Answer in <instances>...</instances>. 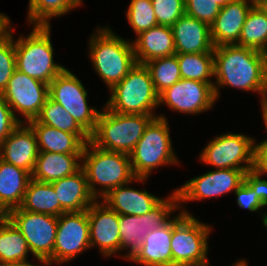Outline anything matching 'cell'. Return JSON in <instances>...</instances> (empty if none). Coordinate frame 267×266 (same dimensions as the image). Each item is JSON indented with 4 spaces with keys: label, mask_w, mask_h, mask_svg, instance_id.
<instances>
[{
    "label": "cell",
    "mask_w": 267,
    "mask_h": 266,
    "mask_svg": "<svg viewBox=\"0 0 267 266\" xmlns=\"http://www.w3.org/2000/svg\"><path fill=\"white\" fill-rule=\"evenodd\" d=\"M82 0H29L28 23L51 25V18L69 13L82 5Z\"/></svg>",
    "instance_id": "obj_33"
},
{
    "label": "cell",
    "mask_w": 267,
    "mask_h": 266,
    "mask_svg": "<svg viewBox=\"0 0 267 266\" xmlns=\"http://www.w3.org/2000/svg\"><path fill=\"white\" fill-rule=\"evenodd\" d=\"M261 109H262V117L265 123V130L267 131V90L261 95Z\"/></svg>",
    "instance_id": "obj_43"
},
{
    "label": "cell",
    "mask_w": 267,
    "mask_h": 266,
    "mask_svg": "<svg viewBox=\"0 0 267 266\" xmlns=\"http://www.w3.org/2000/svg\"><path fill=\"white\" fill-rule=\"evenodd\" d=\"M173 151L167 118L158 115L146 126L142 137L129 154L134 175L148 178L157 167L178 164Z\"/></svg>",
    "instance_id": "obj_7"
},
{
    "label": "cell",
    "mask_w": 267,
    "mask_h": 266,
    "mask_svg": "<svg viewBox=\"0 0 267 266\" xmlns=\"http://www.w3.org/2000/svg\"><path fill=\"white\" fill-rule=\"evenodd\" d=\"M126 16L137 35L158 25L151 0H131Z\"/></svg>",
    "instance_id": "obj_36"
},
{
    "label": "cell",
    "mask_w": 267,
    "mask_h": 266,
    "mask_svg": "<svg viewBox=\"0 0 267 266\" xmlns=\"http://www.w3.org/2000/svg\"><path fill=\"white\" fill-rule=\"evenodd\" d=\"M172 219V266H210L207 258L211 227L180 209Z\"/></svg>",
    "instance_id": "obj_8"
},
{
    "label": "cell",
    "mask_w": 267,
    "mask_h": 266,
    "mask_svg": "<svg viewBox=\"0 0 267 266\" xmlns=\"http://www.w3.org/2000/svg\"><path fill=\"white\" fill-rule=\"evenodd\" d=\"M39 155L36 135L28 123H20L0 144V159L31 175Z\"/></svg>",
    "instance_id": "obj_18"
},
{
    "label": "cell",
    "mask_w": 267,
    "mask_h": 266,
    "mask_svg": "<svg viewBox=\"0 0 267 266\" xmlns=\"http://www.w3.org/2000/svg\"><path fill=\"white\" fill-rule=\"evenodd\" d=\"M0 266H43V265L42 264H40V265L31 264L26 259V260L14 261V262L0 263ZM44 266H49V265H44Z\"/></svg>",
    "instance_id": "obj_44"
},
{
    "label": "cell",
    "mask_w": 267,
    "mask_h": 266,
    "mask_svg": "<svg viewBox=\"0 0 267 266\" xmlns=\"http://www.w3.org/2000/svg\"><path fill=\"white\" fill-rule=\"evenodd\" d=\"M171 28L176 54L213 53L209 24L184 14Z\"/></svg>",
    "instance_id": "obj_20"
},
{
    "label": "cell",
    "mask_w": 267,
    "mask_h": 266,
    "mask_svg": "<svg viewBox=\"0 0 267 266\" xmlns=\"http://www.w3.org/2000/svg\"><path fill=\"white\" fill-rule=\"evenodd\" d=\"M56 195L51 183L31 179L19 208L32 213L58 217L65 211L61 208Z\"/></svg>",
    "instance_id": "obj_28"
},
{
    "label": "cell",
    "mask_w": 267,
    "mask_h": 266,
    "mask_svg": "<svg viewBox=\"0 0 267 266\" xmlns=\"http://www.w3.org/2000/svg\"><path fill=\"white\" fill-rule=\"evenodd\" d=\"M232 0H214L216 4L220 7H224L227 3L231 2Z\"/></svg>",
    "instance_id": "obj_49"
},
{
    "label": "cell",
    "mask_w": 267,
    "mask_h": 266,
    "mask_svg": "<svg viewBox=\"0 0 267 266\" xmlns=\"http://www.w3.org/2000/svg\"><path fill=\"white\" fill-rule=\"evenodd\" d=\"M89 41V58L94 70L110 90L137 63L133 43L116 35L109 27L98 28Z\"/></svg>",
    "instance_id": "obj_3"
},
{
    "label": "cell",
    "mask_w": 267,
    "mask_h": 266,
    "mask_svg": "<svg viewBox=\"0 0 267 266\" xmlns=\"http://www.w3.org/2000/svg\"><path fill=\"white\" fill-rule=\"evenodd\" d=\"M31 179L28 171L0 159V200L9 210L21 205Z\"/></svg>",
    "instance_id": "obj_27"
},
{
    "label": "cell",
    "mask_w": 267,
    "mask_h": 266,
    "mask_svg": "<svg viewBox=\"0 0 267 266\" xmlns=\"http://www.w3.org/2000/svg\"><path fill=\"white\" fill-rule=\"evenodd\" d=\"M87 96L88 92L84 85L67 68L49 83V97L59 103L91 136L95 131L100 112L88 105Z\"/></svg>",
    "instance_id": "obj_11"
},
{
    "label": "cell",
    "mask_w": 267,
    "mask_h": 266,
    "mask_svg": "<svg viewBox=\"0 0 267 266\" xmlns=\"http://www.w3.org/2000/svg\"><path fill=\"white\" fill-rule=\"evenodd\" d=\"M89 248L91 247L87 210L64 212L58 216L53 262L67 263Z\"/></svg>",
    "instance_id": "obj_14"
},
{
    "label": "cell",
    "mask_w": 267,
    "mask_h": 266,
    "mask_svg": "<svg viewBox=\"0 0 267 266\" xmlns=\"http://www.w3.org/2000/svg\"><path fill=\"white\" fill-rule=\"evenodd\" d=\"M179 195L175 189L171 195L161 199L148 213L141 216L119 215L121 250L129 249L123 258L130 260L140 249L145 236L152 230L166 225L173 211L180 210Z\"/></svg>",
    "instance_id": "obj_10"
},
{
    "label": "cell",
    "mask_w": 267,
    "mask_h": 266,
    "mask_svg": "<svg viewBox=\"0 0 267 266\" xmlns=\"http://www.w3.org/2000/svg\"><path fill=\"white\" fill-rule=\"evenodd\" d=\"M262 175H265V173L256 166L253 170L245 173L244 181L257 194L262 204L267 206V180L261 179Z\"/></svg>",
    "instance_id": "obj_41"
},
{
    "label": "cell",
    "mask_w": 267,
    "mask_h": 266,
    "mask_svg": "<svg viewBox=\"0 0 267 266\" xmlns=\"http://www.w3.org/2000/svg\"><path fill=\"white\" fill-rule=\"evenodd\" d=\"M263 51L267 46V6L259 0L249 11L236 44Z\"/></svg>",
    "instance_id": "obj_29"
},
{
    "label": "cell",
    "mask_w": 267,
    "mask_h": 266,
    "mask_svg": "<svg viewBox=\"0 0 267 266\" xmlns=\"http://www.w3.org/2000/svg\"><path fill=\"white\" fill-rule=\"evenodd\" d=\"M231 266H248V264L246 263V260H240V261H238L237 263H235V264H233V265H231Z\"/></svg>",
    "instance_id": "obj_50"
},
{
    "label": "cell",
    "mask_w": 267,
    "mask_h": 266,
    "mask_svg": "<svg viewBox=\"0 0 267 266\" xmlns=\"http://www.w3.org/2000/svg\"><path fill=\"white\" fill-rule=\"evenodd\" d=\"M257 157L258 143L254 138L228 132L211 140L199 158L216 169H240L246 173L257 166Z\"/></svg>",
    "instance_id": "obj_9"
},
{
    "label": "cell",
    "mask_w": 267,
    "mask_h": 266,
    "mask_svg": "<svg viewBox=\"0 0 267 266\" xmlns=\"http://www.w3.org/2000/svg\"><path fill=\"white\" fill-rule=\"evenodd\" d=\"M28 124L36 135L39 152L82 154L85 143L76 134L41 124L36 119Z\"/></svg>",
    "instance_id": "obj_26"
},
{
    "label": "cell",
    "mask_w": 267,
    "mask_h": 266,
    "mask_svg": "<svg viewBox=\"0 0 267 266\" xmlns=\"http://www.w3.org/2000/svg\"><path fill=\"white\" fill-rule=\"evenodd\" d=\"M61 208L65 212L87 210L96 200L90 193L85 171L81 168L74 175L51 183Z\"/></svg>",
    "instance_id": "obj_24"
},
{
    "label": "cell",
    "mask_w": 267,
    "mask_h": 266,
    "mask_svg": "<svg viewBox=\"0 0 267 266\" xmlns=\"http://www.w3.org/2000/svg\"><path fill=\"white\" fill-rule=\"evenodd\" d=\"M131 183L133 181L110 190L103 196L102 202L119 215L141 216L151 211L162 199L146 190L139 191L128 187Z\"/></svg>",
    "instance_id": "obj_21"
},
{
    "label": "cell",
    "mask_w": 267,
    "mask_h": 266,
    "mask_svg": "<svg viewBox=\"0 0 267 266\" xmlns=\"http://www.w3.org/2000/svg\"><path fill=\"white\" fill-rule=\"evenodd\" d=\"M145 66L148 68L156 92L160 95L181 79L177 55L153 59Z\"/></svg>",
    "instance_id": "obj_34"
},
{
    "label": "cell",
    "mask_w": 267,
    "mask_h": 266,
    "mask_svg": "<svg viewBox=\"0 0 267 266\" xmlns=\"http://www.w3.org/2000/svg\"><path fill=\"white\" fill-rule=\"evenodd\" d=\"M214 93L219 87L229 86L263 94L267 90V76L261 51L236 44L214 47Z\"/></svg>",
    "instance_id": "obj_1"
},
{
    "label": "cell",
    "mask_w": 267,
    "mask_h": 266,
    "mask_svg": "<svg viewBox=\"0 0 267 266\" xmlns=\"http://www.w3.org/2000/svg\"><path fill=\"white\" fill-rule=\"evenodd\" d=\"M50 27L33 25L27 37L20 36L14 41L16 69L48 85L65 69L53 59Z\"/></svg>",
    "instance_id": "obj_5"
},
{
    "label": "cell",
    "mask_w": 267,
    "mask_h": 266,
    "mask_svg": "<svg viewBox=\"0 0 267 266\" xmlns=\"http://www.w3.org/2000/svg\"><path fill=\"white\" fill-rule=\"evenodd\" d=\"M154 117L157 115L120 114L104 105L90 141L107 151L130 154Z\"/></svg>",
    "instance_id": "obj_4"
},
{
    "label": "cell",
    "mask_w": 267,
    "mask_h": 266,
    "mask_svg": "<svg viewBox=\"0 0 267 266\" xmlns=\"http://www.w3.org/2000/svg\"><path fill=\"white\" fill-rule=\"evenodd\" d=\"M19 124L20 122L15 118L11 107L0 94V144Z\"/></svg>",
    "instance_id": "obj_39"
},
{
    "label": "cell",
    "mask_w": 267,
    "mask_h": 266,
    "mask_svg": "<svg viewBox=\"0 0 267 266\" xmlns=\"http://www.w3.org/2000/svg\"><path fill=\"white\" fill-rule=\"evenodd\" d=\"M80 160H82V154L39 152L32 179L43 183H52L74 175L82 168Z\"/></svg>",
    "instance_id": "obj_25"
},
{
    "label": "cell",
    "mask_w": 267,
    "mask_h": 266,
    "mask_svg": "<svg viewBox=\"0 0 267 266\" xmlns=\"http://www.w3.org/2000/svg\"><path fill=\"white\" fill-rule=\"evenodd\" d=\"M215 101L214 88L209 83L182 78L159 95V105L166 104L184 114L208 111Z\"/></svg>",
    "instance_id": "obj_15"
},
{
    "label": "cell",
    "mask_w": 267,
    "mask_h": 266,
    "mask_svg": "<svg viewBox=\"0 0 267 266\" xmlns=\"http://www.w3.org/2000/svg\"><path fill=\"white\" fill-rule=\"evenodd\" d=\"M262 53H263V57H264V69H265V73H266V76H267V46L262 51Z\"/></svg>",
    "instance_id": "obj_47"
},
{
    "label": "cell",
    "mask_w": 267,
    "mask_h": 266,
    "mask_svg": "<svg viewBox=\"0 0 267 266\" xmlns=\"http://www.w3.org/2000/svg\"><path fill=\"white\" fill-rule=\"evenodd\" d=\"M234 193L237 196V204L241 208L256 212L264 207L260 198L245 181Z\"/></svg>",
    "instance_id": "obj_40"
},
{
    "label": "cell",
    "mask_w": 267,
    "mask_h": 266,
    "mask_svg": "<svg viewBox=\"0 0 267 266\" xmlns=\"http://www.w3.org/2000/svg\"><path fill=\"white\" fill-rule=\"evenodd\" d=\"M158 25L171 27L185 14V0H151Z\"/></svg>",
    "instance_id": "obj_37"
},
{
    "label": "cell",
    "mask_w": 267,
    "mask_h": 266,
    "mask_svg": "<svg viewBox=\"0 0 267 266\" xmlns=\"http://www.w3.org/2000/svg\"><path fill=\"white\" fill-rule=\"evenodd\" d=\"M4 28V25L0 22V31Z\"/></svg>",
    "instance_id": "obj_52"
},
{
    "label": "cell",
    "mask_w": 267,
    "mask_h": 266,
    "mask_svg": "<svg viewBox=\"0 0 267 266\" xmlns=\"http://www.w3.org/2000/svg\"><path fill=\"white\" fill-rule=\"evenodd\" d=\"M10 220L23 234L30 253L43 265H53L58 217L17 207L10 210Z\"/></svg>",
    "instance_id": "obj_12"
},
{
    "label": "cell",
    "mask_w": 267,
    "mask_h": 266,
    "mask_svg": "<svg viewBox=\"0 0 267 266\" xmlns=\"http://www.w3.org/2000/svg\"><path fill=\"white\" fill-rule=\"evenodd\" d=\"M0 22L5 26L10 22V18L3 13H0Z\"/></svg>",
    "instance_id": "obj_46"
},
{
    "label": "cell",
    "mask_w": 267,
    "mask_h": 266,
    "mask_svg": "<svg viewBox=\"0 0 267 266\" xmlns=\"http://www.w3.org/2000/svg\"><path fill=\"white\" fill-rule=\"evenodd\" d=\"M30 252L26 239L9 219L0 223V263L26 260Z\"/></svg>",
    "instance_id": "obj_32"
},
{
    "label": "cell",
    "mask_w": 267,
    "mask_h": 266,
    "mask_svg": "<svg viewBox=\"0 0 267 266\" xmlns=\"http://www.w3.org/2000/svg\"><path fill=\"white\" fill-rule=\"evenodd\" d=\"M262 217H263L262 223H263L264 227L267 229V213L263 214Z\"/></svg>",
    "instance_id": "obj_51"
},
{
    "label": "cell",
    "mask_w": 267,
    "mask_h": 266,
    "mask_svg": "<svg viewBox=\"0 0 267 266\" xmlns=\"http://www.w3.org/2000/svg\"><path fill=\"white\" fill-rule=\"evenodd\" d=\"M182 79L214 83V53L176 54Z\"/></svg>",
    "instance_id": "obj_31"
},
{
    "label": "cell",
    "mask_w": 267,
    "mask_h": 266,
    "mask_svg": "<svg viewBox=\"0 0 267 266\" xmlns=\"http://www.w3.org/2000/svg\"><path fill=\"white\" fill-rule=\"evenodd\" d=\"M259 0H232L221 10L210 25L214 47L237 44L242 27L251 8Z\"/></svg>",
    "instance_id": "obj_19"
},
{
    "label": "cell",
    "mask_w": 267,
    "mask_h": 266,
    "mask_svg": "<svg viewBox=\"0 0 267 266\" xmlns=\"http://www.w3.org/2000/svg\"><path fill=\"white\" fill-rule=\"evenodd\" d=\"M136 37L132 43L134 56L139 64L176 54L173 32L169 26L157 25Z\"/></svg>",
    "instance_id": "obj_22"
},
{
    "label": "cell",
    "mask_w": 267,
    "mask_h": 266,
    "mask_svg": "<svg viewBox=\"0 0 267 266\" xmlns=\"http://www.w3.org/2000/svg\"><path fill=\"white\" fill-rule=\"evenodd\" d=\"M10 219V210L0 200V223Z\"/></svg>",
    "instance_id": "obj_45"
},
{
    "label": "cell",
    "mask_w": 267,
    "mask_h": 266,
    "mask_svg": "<svg viewBox=\"0 0 267 266\" xmlns=\"http://www.w3.org/2000/svg\"><path fill=\"white\" fill-rule=\"evenodd\" d=\"M267 6V0H261Z\"/></svg>",
    "instance_id": "obj_53"
},
{
    "label": "cell",
    "mask_w": 267,
    "mask_h": 266,
    "mask_svg": "<svg viewBox=\"0 0 267 266\" xmlns=\"http://www.w3.org/2000/svg\"><path fill=\"white\" fill-rule=\"evenodd\" d=\"M11 28V22H9L0 31V94L7 88L16 70L15 44Z\"/></svg>",
    "instance_id": "obj_35"
},
{
    "label": "cell",
    "mask_w": 267,
    "mask_h": 266,
    "mask_svg": "<svg viewBox=\"0 0 267 266\" xmlns=\"http://www.w3.org/2000/svg\"><path fill=\"white\" fill-rule=\"evenodd\" d=\"M81 161L88 188L95 199H102L110 190L123 184L147 179L134 175L129 154L101 149L91 141L85 144ZM96 185L101 186L100 191Z\"/></svg>",
    "instance_id": "obj_2"
},
{
    "label": "cell",
    "mask_w": 267,
    "mask_h": 266,
    "mask_svg": "<svg viewBox=\"0 0 267 266\" xmlns=\"http://www.w3.org/2000/svg\"><path fill=\"white\" fill-rule=\"evenodd\" d=\"M109 91L111 95L105 107L120 114L155 115L154 109L160 106L159 94L145 64L136 63Z\"/></svg>",
    "instance_id": "obj_6"
},
{
    "label": "cell",
    "mask_w": 267,
    "mask_h": 266,
    "mask_svg": "<svg viewBox=\"0 0 267 266\" xmlns=\"http://www.w3.org/2000/svg\"><path fill=\"white\" fill-rule=\"evenodd\" d=\"M90 247H99L101 255L111 257L121 250L119 214L96 199L87 209Z\"/></svg>",
    "instance_id": "obj_17"
},
{
    "label": "cell",
    "mask_w": 267,
    "mask_h": 266,
    "mask_svg": "<svg viewBox=\"0 0 267 266\" xmlns=\"http://www.w3.org/2000/svg\"><path fill=\"white\" fill-rule=\"evenodd\" d=\"M36 120L58 130L76 134L85 144L90 136L80 127L74 118L57 102L48 97Z\"/></svg>",
    "instance_id": "obj_30"
},
{
    "label": "cell",
    "mask_w": 267,
    "mask_h": 266,
    "mask_svg": "<svg viewBox=\"0 0 267 266\" xmlns=\"http://www.w3.org/2000/svg\"><path fill=\"white\" fill-rule=\"evenodd\" d=\"M221 7L214 0H185V14L211 25Z\"/></svg>",
    "instance_id": "obj_38"
},
{
    "label": "cell",
    "mask_w": 267,
    "mask_h": 266,
    "mask_svg": "<svg viewBox=\"0 0 267 266\" xmlns=\"http://www.w3.org/2000/svg\"><path fill=\"white\" fill-rule=\"evenodd\" d=\"M245 172L240 169H215L194 177L177 188L179 202L203 200L235 192L244 182Z\"/></svg>",
    "instance_id": "obj_16"
},
{
    "label": "cell",
    "mask_w": 267,
    "mask_h": 266,
    "mask_svg": "<svg viewBox=\"0 0 267 266\" xmlns=\"http://www.w3.org/2000/svg\"><path fill=\"white\" fill-rule=\"evenodd\" d=\"M257 166L267 174V150H258Z\"/></svg>",
    "instance_id": "obj_42"
},
{
    "label": "cell",
    "mask_w": 267,
    "mask_h": 266,
    "mask_svg": "<svg viewBox=\"0 0 267 266\" xmlns=\"http://www.w3.org/2000/svg\"><path fill=\"white\" fill-rule=\"evenodd\" d=\"M171 237L172 219L150 231L130 261L143 266H172Z\"/></svg>",
    "instance_id": "obj_23"
},
{
    "label": "cell",
    "mask_w": 267,
    "mask_h": 266,
    "mask_svg": "<svg viewBox=\"0 0 267 266\" xmlns=\"http://www.w3.org/2000/svg\"><path fill=\"white\" fill-rule=\"evenodd\" d=\"M2 96L11 107L15 118L20 123H28L40 114L49 97V85L16 69ZM15 112L21 113L25 120H20Z\"/></svg>",
    "instance_id": "obj_13"
},
{
    "label": "cell",
    "mask_w": 267,
    "mask_h": 266,
    "mask_svg": "<svg viewBox=\"0 0 267 266\" xmlns=\"http://www.w3.org/2000/svg\"><path fill=\"white\" fill-rule=\"evenodd\" d=\"M258 150H267V139L258 143Z\"/></svg>",
    "instance_id": "obj_48"
}]
</instances>
